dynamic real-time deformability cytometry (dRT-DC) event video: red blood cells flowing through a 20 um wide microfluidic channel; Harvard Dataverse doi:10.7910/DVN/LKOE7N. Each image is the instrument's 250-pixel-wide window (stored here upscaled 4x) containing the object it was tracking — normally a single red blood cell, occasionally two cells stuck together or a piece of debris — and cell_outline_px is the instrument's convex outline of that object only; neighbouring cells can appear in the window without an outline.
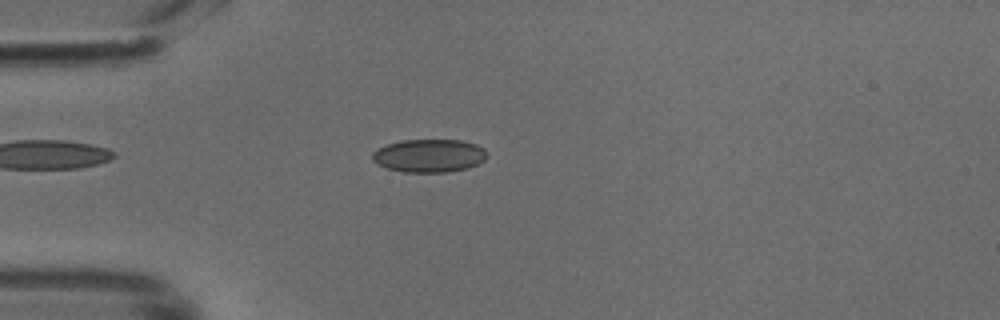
{"species": "common noctule bat (a hibernating species)", "species_latin": "Nyctalus noctula", "temperature_condition": "cold", "stored_images_in_passage": 47, "camera_frame_rate_fps": 3000, "um_per_image_px": 0.085, "animal": {"sex": "male", "body_mass_g": 18.8}, "frame": {"image": 1, "passage_image": 12, "time_ms": 3.667, "image_size_px": [1000, 320], "cell_outline_px": [[488, 156], [484, 160], [468, 168], [448, 172], [404, 172], [388, 168], [376, 164], [372, 160], [372, 152], [376, 148], [400, 140], [460, 140], [476, 144], [484, 148]], "centroid_in_image_um": [36.46, 13.23], "position_along_channel_um": 48.5, "area_um2": 22.25}}
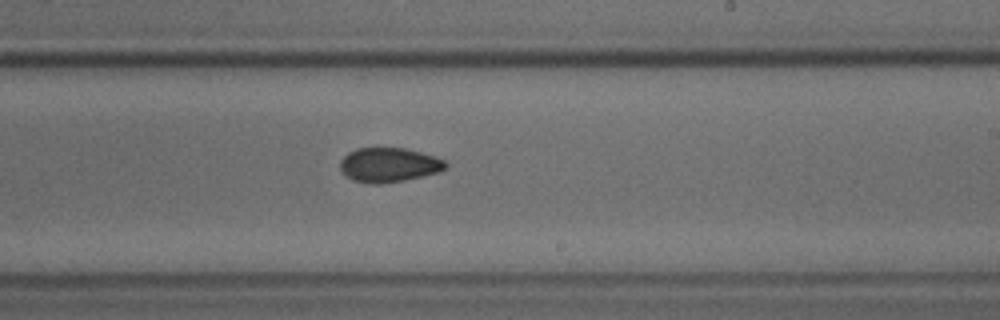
{"frame": {"image": 2, "passage_image": 28, "time_ms": 9.0, "image_size_px": [1000, 320], "cell_outline_px": [[448, 164], [440, 172], [404, 180], [380, 184], [372, 184], [352, 180], [340, 168], [340, 160], [348, 152], [356, 148], [404, 148], [420, 152], [444, 160]], "centroid_in_image_um": [33.04, 14.02], "position_along_channel_um": 256.0, "area_um2": 20.98}}
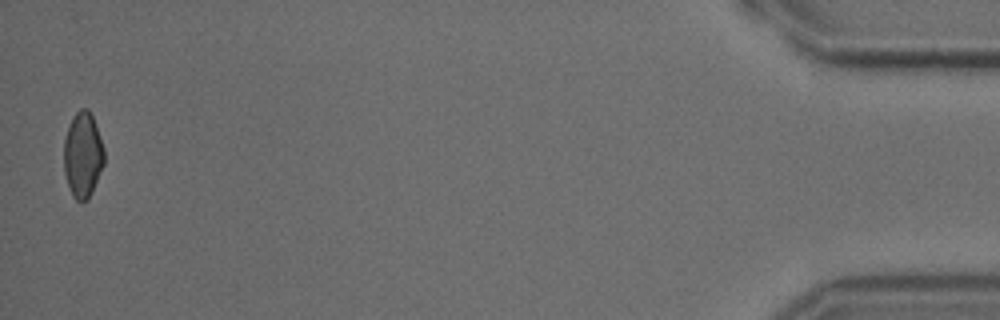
{"frame": {"image": 3, "passage_image": 47, "time_ms": 15.333, "image_size_px": [1000, 320], "cell_outline_px": [[104, 164], [92, 192], [88, 200], [80, 204], [72, 196], [64, 172], [64, 140], [72, 116], [80, 108], [88, 108], [92, 116], [104, 148]], "centroid_in_image_um": [7.03, 13.2], "position_along_channel_um": 428.2, "area_um2": 20.17}}